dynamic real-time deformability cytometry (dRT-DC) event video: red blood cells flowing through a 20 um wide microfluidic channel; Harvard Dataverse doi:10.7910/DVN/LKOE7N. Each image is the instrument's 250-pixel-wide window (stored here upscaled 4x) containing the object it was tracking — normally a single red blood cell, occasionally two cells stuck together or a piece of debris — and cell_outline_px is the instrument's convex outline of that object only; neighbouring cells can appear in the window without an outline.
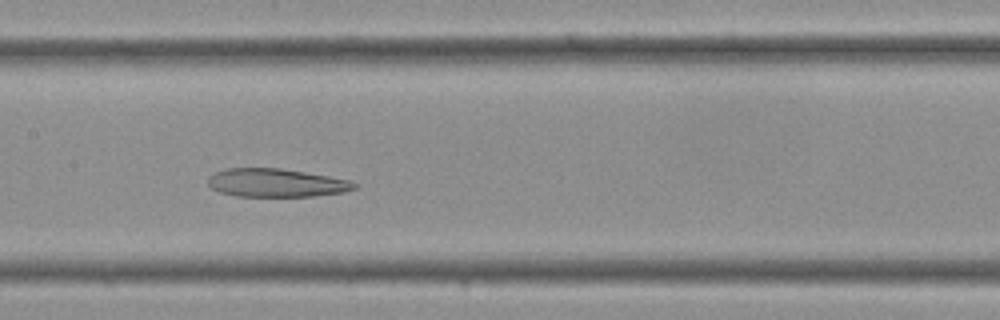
{"species": "Egyptian fruit bat (a non-hibernating species)", "species_latin": "Rousettus aegyptiacus", "temperature_condition": "cold", "stored_images_in_passage": 36, "camera_frame_rate_fps": 3000, "um_per_image_px": 0.085, "frame": {"image": 1, "passage_image": 17, "time_ms": 5.333, "image_size_px": [1000, 320], "cell_outline_px": [[356, 188], [344, 192], [312, 196], [236, 196], [220, 192], [212, 188], [208, 184], [208, 176], [212, 172], [228, 168], [280, 168], [328, 176], [348, 180], [356, 184]], "centroid_in_image_um": [23.42, 15.53], "position_along_channel_um": 184.0, "area_um2": 24.04}}
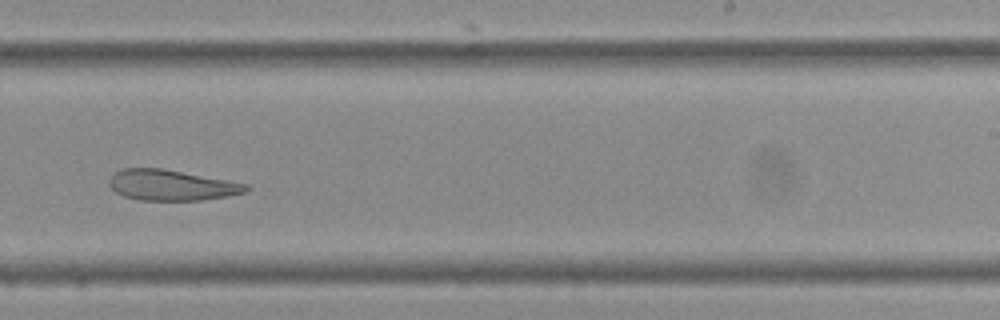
{"frame": {"image": 2, "passage_image": 22, "time_ms": 7.0, "image_size_px": [1000, 320], "cell_outline_px": [[252, 188], [244, 192], [224, 196], [200, 200], [140, 200], [124, 196], [116, 192], [108, 184], [108, 180], [120, 168], [160, 168], [252, 184]], "centroid_in_image_um": [14.59, 15.73], "position_along_channel_um": 274.4, "area_um2": 24.39}}
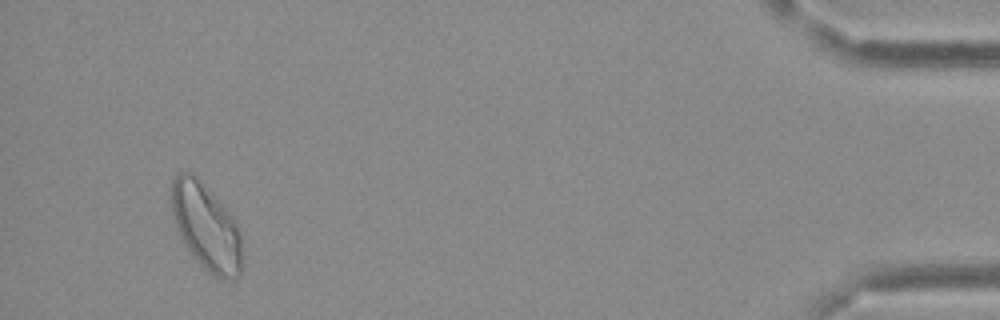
{"frame": {"image": 3, "passage_image": 34, "time_ms": 11.0, "image_size_px": [1000, 320], "cell_outline_px": [[240, 276], [232, 280], [224, 280], [216, 276], [200, 264], [188, 248], [176, 224], [172, 212], [172, 180], [180, 172], [192, 172], [228, 208], [240, 232]], "centroid_in_image_um": [17.54, 19.25], "position_along_channel_um": 417.7, "area_um2": 34.91}}